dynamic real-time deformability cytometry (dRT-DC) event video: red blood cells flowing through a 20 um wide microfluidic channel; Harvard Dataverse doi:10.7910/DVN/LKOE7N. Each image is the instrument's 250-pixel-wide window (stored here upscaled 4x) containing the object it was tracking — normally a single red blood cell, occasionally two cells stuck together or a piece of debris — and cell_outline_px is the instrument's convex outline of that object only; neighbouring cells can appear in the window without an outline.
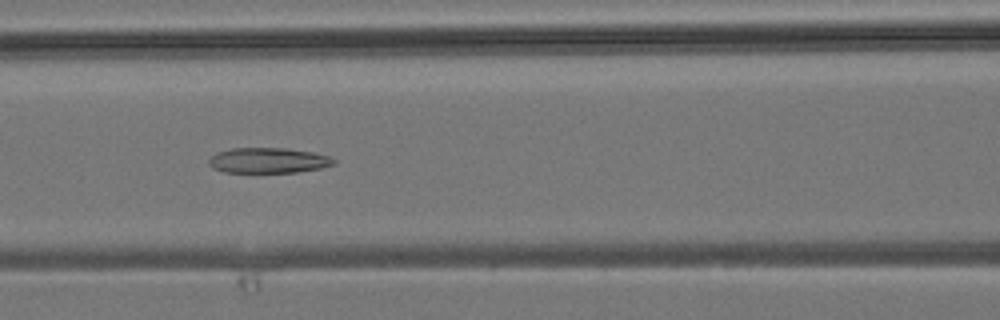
{"species": "common noctule bat (a hibernating species)", "species_latin": "Nyctalus noctula", "temperature_condition": "room temperature", "stored_images_in_passage": 12, "camera_frame_rate_fps": 3000, "um_per_image_px": 0.085, "animal": {"sex": "male", "body_mass_g": 19.2, "forearm_length_mm": 51.8}, "frame": {"image": 1, "passage_image": 10, "time_ms": 3.0, "image_size_px": [1000, 320], "cell_outline_px": [[336, 164], [320, 168], [296, 172], [224, 172], [212, 168], [208, 164], [208, 160], [216, 152], [232, 148], [288, 148], [312, 152], [328, 156], [336, 160]], "centroid_in_image_um": [22.78, 13.63], "position_along_channel_um": 143.8, "area_um2": 18.5}}